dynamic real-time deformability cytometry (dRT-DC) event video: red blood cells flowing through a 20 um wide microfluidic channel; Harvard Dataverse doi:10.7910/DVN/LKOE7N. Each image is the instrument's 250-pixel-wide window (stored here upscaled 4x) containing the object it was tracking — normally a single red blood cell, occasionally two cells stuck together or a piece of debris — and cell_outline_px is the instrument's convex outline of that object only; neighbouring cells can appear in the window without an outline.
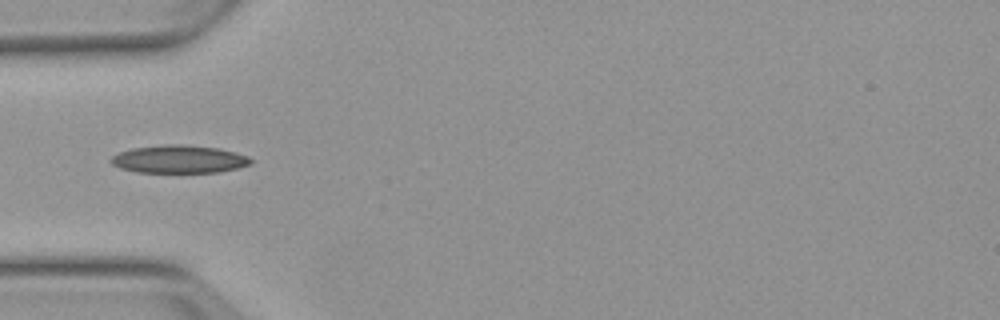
{"species": "Egyptian fruit bat (a non-hibernating species)", "species_latin": "Rousettus aegyptiacus", "temperature_condition": "warm", "stored_images_in_passage": 4, "camera_frame_rate_fps": 3000, "um_per_image_px": 0.085, "animal": {"sex": "female"}, "frame": {"image": 1, "passage_image": 4, "time_ms": 3.667, "image_size_px": [1000, 320], "cell_outline_px": [[252, 164], [236, 168], [216, 172], [136, 172], [120, 168], [112, 164], [108, 160], [112, 156], [120, 152], [132, 148], [164, 144], [184, 144], [220, 148], [236, 152], [248, 156], [252, 160]], "centroid_in_image_um": [15.21, 13.52], "position_along_channel_um": 69.8, "area_um2": 22.83}}